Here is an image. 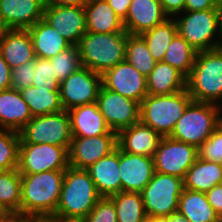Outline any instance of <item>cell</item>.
Wrapping results in <instances>:
<instances>
[{"label":"cell","instance_id":"obj_1","mask_svg":"<svg viewBox=\"0 0 222 222\" xmlns=\"http://www.w3.org/2000/svg\"><path fill=\"white\" fill-rule=\"evenodd\" d=\"M65 170L21 174L20 214L25 217H53L62 190Z\"/></svg>","mask_w":222,"mask_h":222},{"label":"cell","instance_id":"obj_2","mask_svg":"<svg viewBox=\"0 0 222 222\" xmlns=\"http://www.w3.org/2000/svg\"><path fill=\"white\" fill-rule=\"evenodd\" d=\"M100 198L89 172L69 166L65 170L62 190L53 218L63 221H82Z\"/></svg>","mask_w":222,"mask_h":222},{"label":"cell","instance_id":"obj_3","mask_svg":"<svg viewBox=\"0 0 222 222\" xmlns=\"http://www.w3.org/2000/svg\"><path fill=\"white\" fill-rule=\"evenodd\" d=\"M128 32H86L77 44L83 67L103 74L125 61Z\"/></svg>","mask_w":222,"mask_h":222},{"label":"cell","instance_id":"obj_4","mask_svg":"<svg viewBox=\"0 0 222 222\" xmlns=\"http://www.w3.org/2000/svg\"><path fill=\"white\" fill-rule=\"evenodd\" d=\"M186 89L193 101L221 107L222 58L211 50L197 52L191 72L186 77Z\"/></svg>","mask_w":222,"mask_h":222},{"label":"cell","instance_id":"obj_5","mask_svg":"<svg viewBox=\"0 0 222 222\" xmlns=\"http://www.w3.org/2000/svg\"><path fill=\"white\" fill-rule=\"evenodd\" d=\"M192 101L187 89L171 95H147L140 103V122L169 137Z\"/></svg>","mask_w":222,"mask_h":222},{"label":"cell","instance_id":"obj_6","mask_svg":"<svg viewBox=\"0 0 222 222\" xmlns=\"http://www.w3.org/2000/svg\"><path fill=\"white\" fill-rule=\"evenodd\" d=\"M220 111L216 104L192 101L169 137L199 148L217 128Z\"/></svg>","mask_w":222,"mask_h":222},{"label":"cell","instance_id":"obj_7","mask_svg":"<svg viewBox=\"0 0 222 222\" xmlns=\"http://www.w3.org/2000/svg\"><path fill=\"white\" fill-rule=\"evenodd\" d=\"M183 14L181 18L175 17L178 34L198 52L211 50L216 34H222L221 8L184 11Z\"/></svg>","mask_w":222,"mask_h":222},{"label":"cell","instance_id":"obj_8","mask_svg":"<svg viewBox=\"0 0 222 222\" xmlns=\"http://www.w3.org/2000/svg\"><path fill=\"white\" fill-rule=\"evenodd\" d=\"M20 143L52 144L69 149L72 140L71 120L68 111L61 110L35 116L18 132Z\"/></svg>","mask_w":222,"mask_h":222},{"label":"cell","instance_id":"obj_9","mask_svg":"<svg viewBox=\"0 0 222 222\" xmlns=\"http://www.w3.org/2000/svg\"><path fill=\"white\" fill-rule=\"evenodd\" d=\"M183 189V179L155 172L141 191L146 216L167 217L176 212Z\"/></svg>","mask_w":222,"mask_h":222},{"label":"cell","instance_id":"obj_10","mask_svg":"<svg viewBox=\"0 0 222 222\" xmlns=\"http://www.w3.org/2000/svg\"><path fill=\"white\" fill-rule=\"evenodd\" d=\"M68 167V150L63 146L20 143L17 168L20 174L66 170Z\"/></svg>","mask_w":222,"mask_h":222},{"label":"cell","instance_id":"obj_11","mask_svg":"<svg viewBox=\"0 0 222 222\" xmlns=\"http://www.w3.org/2000/svg\"><path fill=\"white\" fill-rule=\"evenodd\" d=\"M199 157L194 145L162 137L153 154L155 172L169 174L184 180L189 168Z\"/></svg>","mask_w":222,"mask_h":222},{"label":"cell","instance_id":"obj_12","mask_svg":"<svg viewBox=\"0 0 222 222\" xmlns=\"http://www.w3.org/2000/svg\"><path fill=\"white\" fill-rule=\"evenodd\" d=\"M102 86L101 74L80 67L60 82V98L63 109L68 111L74 107L97 102Z\"/></svg>","mask_w":222,"mask_h":222},{"label":"cell","instance_id":"obj_13","mask_svg":"<svg viewBox=\"0 0 222 222\" xmlns=\"http://www.w3.org/2000/svg\"><path fill=\"white\" fill-rule=\"evenodd\" d=\"M98 108L111 131L117 134L140 122V103L101 86Z\"/></svg>","mask_w":222,"mask_h":222},{"label":"cell","instance_id":"obj_14","mask_svg":"<svg viewBox=\"0 0 222 222\" xmlns=\"http://www.w3.org/2000/svg\"><path fill=\"white\" fill-rule=\"evenodd\" d=\"M117 133L94 137H72L68 149V163L76 169H87L117 148Z\"/></svg>","mask_w":222,"mask_h":222},{"label":"cell","instance_id":"obj_15","mask_svg":"<svg viewBox=\"0 0 222 222\" xmlns=\"http://www.w3.org/2000/svg\"><path fill=\"white\" fill-rule=\"evenodd\" d=\"M102 86L139 103L148 95L147 77L126 60L102 75Z\"/></svg>","mask_w":222,"mask_h":222},{"label":"cell","instance_id":"obj_16","mask_svg":"<svg viewBox=\"0 0 222 222\" xmlns=\"http://www.w3.org/2000/svg\"><path fill=\"white\" fill-rule=\"evenodd\" d=\"M71 45H77L86 33L84 6L46 5L44 18Z\"/></svg>","mask_w":222,"mask_h":222},{"label":"cell","instance_id":"obj_17","mask_svg":"<svg viewBox=\"0 0 222 222\" xmlns=\"http://www.w3.org/2000/svg\"><path fill=\"white\" fill-rule=\"evenodd\" d=\"M119 169L122 191H141L151 181L155 173L153 157L131 154L119 148Z\"/></svg>","mask_w":222,"mask_h":222},{"label":"cell","instance_id":"obj_18","mask_svg":"<svg viewBox=\"0 0 222 222\" xmlns=\"http://www.w3.org/2000/svg\"><path fill=\"white\" fill-rule=\"evenodd\" d=\"M44 0H0V17L7 29H29L44 18Z\"/></svg>","mask_w":222,"mask_h":222},{"label":"cell","instance_id":"obj_19","mask_svg":"<svg viewBox=\"0 0 222 222\" xmlns=\"http://www.w3.org/2000/svg\"><path fill=\"white\" fill-rule=\"evenodd\" d=\"M168 18L159 0H132L123 24L128 34L140 35Z\"/></svg>","mask_w":222,"mask_h":222},{"label":"cell","instance_id":"obj_20","mask_svg":"<svg viewBox=\"0 0 222 222\" xmlns=\"http://www.w3.org/2000/svg\"><path fill=\"white\" fill-rule=\"evenodd\" d=\"M101 197H110L122 191L119 169V147L86 169Z\"/></svg>","mask_w":222,"mask_h":222},{"label":"cell","instance_id":"obj_21","mask_svg":"<svg viewBox=\"0 0 222 222\" xmlns=\"http://www.w3.org/2000/svg\"><path fill=\"white\" fill-rule=\"evenodd\" d=\"M161 139L153 128L138 122L117 134V145L126 153L153 157Z\"/></svg>","mask_w":222,"mask_h":222},{"label":"cell","instance_id":"obj_22","mask_svg":"<svg viewBox=\"0 0 222 222\" xmlns=\"http://www.w3.org/2000/svg\"><path fill=\"white\" fill-rule=\"evenodd\" d=\"M0 54L11 69L34 61L36 56L28 29H7L0 39Z\"/></svg>","mask_w":222,"mask_h":222},{"label":"cell","instance_id":"obj_23","mask_svg":"<svg viewBox=\"0 0 222 222\" xmlns=\"http://www.w3.org/2000/svg\"><path fill=\"white\" fill-rule=\"evenodd\" d=\"M68 113L71 120L72 137H94L110 131L97 102L74 107L68 110Z\"/></svg>","mask_w":222,"mask_h":222},{"label":"cell","instance_id":"obj_24","mask_svg":"<svg viewBox=\"0 0 222 222\" xmlns=\"http://www.w3.org/2000/svg\"><path fill=\"white\" fill-rule=\"evenodd\" d=\"M32 118L29 106L20 91H0V129L19 132Z\"/></svg>","mask_w":222,"mask_h":222},{"label":"cell","instance_id":"obj_25","mask_svg":"<svg viewBox=\"0 0 222 222\" xmlns=\"http://www.w3.org/2000/svg\"><path fill=\"white\" fill-rule=\"evenodd\" d=\"M86 32L114 33L127 32L123 20L115 13L106 0H88L84 5Z\"/></svg>","mask_w":222,"mask_h":222},{"label":"cell","instance_id":"obj_26","mask_svg":"<svg viewBox=\"0 0 222 222\" xmlns=\"http://www.w3.org/2000/svg\"><path fill=\"white\" fill-rule=\"evenodd\" d=\"M36 57L51 59L71 44L44 19L28 29Z\"/></svg>","mask_w":222,"mask_h":222},{"label":"cell","instance_id":"obj_27","mask_svg":"<svg viewBox=\"0 0 222 222\" xmlns=\"http://www.w3.org/2000/svg\"><path fill=\"white\" fill-rule=\"evenodd\" d=\"M148 95H171L186 89V76L163 61L147 76Z\"/></svg>","mask_w":222,"mask_h":222},{"label":"cell","instance_id":"obj_28","mask_svg":"<svg viewBox=\"0 0 222 222\" xmlns=\"http://www.w3.org/2000/svg\"><path fill=\"white\" fill-rule=\"evenodd\" d=\"M183 182L184 189L207 192L213 186L222 183V164L198 157L189 168Z\"/></svg>","mask_w":222,"mask_h":222},{"label":"cell","instance_id":"obj_29","mask_svg":"<svg viewBox=\"0 0 222 222\" xmlns=\"http://www.w3.org/2000/svg\"><path fill=\"white\" fill-rule=\"evenodd\" d=\"M177 211L189 222H218V214L208 202L205 192L183 189Z\"/></svg>","mask_w":222,"mask_h":222},{"label":"cell","instance_id":"obj_30","mask_svg":"<svg viewBox=\"0 0 222 222\" xmlns=\"http://www.w3.org/2000/svg\"><path fill=\"white\" fill-rule=\"evenodd\" d=\"M32 117L56 113L63 109L59 88L29 86L20 91Z\"/></svg>","mask_w":222,"mask_h":222},{"label":"cell","instance_id":"obj_31","mask_svg":"<svg viewBox=\"0 0 222 222\" xmlns=\"http://www.w3.org/2000/svg\"><path fill=\"white\" fill-rule=\"evenodd\" d=\"M178 34L175 18H168L153 29L140 34L156 62L163 60L170 43Z\"/></svg>","mask_w":222,"mask_h":222},{"label":"cell","instance_id":"obj_32","mask_svg":"<svg viewBox=\"0 0 222 222\" xmlns=\"http://www.w3.org/2000/svg\"><path fill=\"white\" fill-rule=\"evenodd\" d=\"M110 198L114 201L117 222H144L146 220L141 193L121 191Z\"/></svg>","mask_w":222,"mask_h":222},{"label":"cell","instance_id":"obj_33","mask_svg":"<svg viewBox=\"0 0 222 222\" xmlns=\"http://www.w3.org/2000/svg\"><path fill=\"white\" fill-rule=\"evenodd\" d=\"M0 206L6 213L20 214L21 174L18 169L0 170Z\"/></svg>","mask_w":222,"mask_h":222},{"label":"cell","instance_id":"obj_34","mask_svg":"<svg viewBox=\"0 0 222 222\" xmlns=\"http://www.w3.org/2000/svg\"><path fill=\"white\" fill-rule=\"evenodd\" d=\"M197 52L184 38L177 34L163 57V62L170 64L186 77L194 65Z\"/></svg>","mask_w":222,"mask_h":222},{"label":"cell","instance_id":"obj_35","mask_svg":"<svg viewBox=\"0 0 222 222\" xmlns=\"http://www.w3.org/2000/svg\"><path fill=\"white\" fill-rule=\"evenodd\" d=\"M125 60L146 77L157 63L150 54L144 39L140 35L132 34H128Z\"/></svg>","mask_w":222,"mask_h":222},{"label":"cell","instance_id":"obj_36","mask_svg":"<svg viewBox=\"0 0 222 222\" xmlns=\"http://www.w3.org/2000/svg\"><path fill=\"white\" fill-rule=\"evenodd\" d=\"M20 136L18 132L0 129V170L18 168Z\"/></svg>","mask_w":222,"mask_h":222},{"label":"cell","instance_id":"obj_37","mask_svg":"<svg viewBox=\"0 0 222 222\" xmlns=\"http://www.w3.org/2000/svg\"><path fill=\"white\" fill-rule=\"evenodd\" d=\"M49 60L52 65H54L55 74L59 82H62L69 75L82 67L77 45H71Z\"/></svg>","mask_w":222,"mask_h":222},{"label":"cell","instance_id":"obj_38","mask_svg":"<svg viewBox=\"0 0 222 222\" xmlns=\"http://www.w3.org/2000/svg\"><path fill=\"white\" fill-rule=\"evenodd\" d=\"M34 87L40 88H59L60 82L56 77L54 65L49 59L35 58V70L33 84Z\"/></svg>","mask_w":222,"mask_h":222},{"label":"cell","instance_id":"obj_39","mask_svg":"<svg viewBox=\"0 0 222 222\" xmlns=\"http://www.w3.org/2000/svg\"><path fill=\"white\" fill-rule=\"evenodd\" d=\"M81 222H117L114 201L110 197H101Z\"/></svg>","mask_w":222,"mask_h":222},{"label":"cell","instance_id":"obj_40","mask_svg":"<svg viewBox=\"0 0 222 222\" xmlns=\"http://www.w3.org/2000/svg\"><path fill=\"white\" fill-rule=\"evenodd\" d=\"M198 153L201 159L222 164V132L218 128L198 148Z\"/></svg>","mask_w":222,"mask_h":222},{"label":"cell","instance_id":"obj_41","mask_svg":"<svg viewBox=\"0 0 222 222\" xmlns=\"http://www.w3.org/2000/svg\"><path fill=\"white\" fill-rule=\"evenodd\" d=\"M35 70V60L11 69L10 89L22 91L32 86Z\"/></svg>","mask_w":222,"mask_h":222},{"label":"cell","instance_id":"obj_42","mask_svg":"<svg viewBox=\"0 0 222 222\" xmlns=\"http://www.w3.org/2000/svg\"><path fill=\"white\" fill-rule=\"evenodd\" d=\"M222 0H185L184 11H203L221 8Z\"/></svg>","mask_w":222,"mask_h":222},{"label":"cell","instance_id":"obj_43","mask_svg":"<svg viewBox=\"0 0 222 222\" xmlns=\"http://www.w3.org/2000/svg\"><path fill=\"white\" fill-rule=\"evenodd\" d=\"M208 202L219 215L222 213V183L205 192Z\"/></svg>","mask_w":222,"mask_h":222},{"label":"cell","instance_id":"obj_44","mask_svg":"<svg viewBox=\"0 0 222 222\" xmlns=\"http://www.w3.org/2000/svg\"><path fill=\"white\" fill-rule=\"evenodd\" d=\"M164 13L173 18V16L182 14L185 10V0H159Z\"/></svg>","mask_w":222,"mask_h":222},{"label":"cell","instance_id":"obj_45","mask_svg":"<svg viewBox=\"0 0 222 222\" xmlns=\"http://www.w3.org/2000/svg\"><path fill=\"white\" fill-rule=\"evenodd\" d=\"M11 68L0 54V91L10 88Z\"/></svg>","mask_w":222,"mask_h":222},{"label":"cell","instance_id":"obj_46","mask_svg":"<svg viewBox=\"0 0 222 222\" xmlns=\"http://www.w3.org/2000/svg\"><path fill=\"white\" fill-rule=\"evenodd\" d=\"M106 1L122 20H124L127 17L128 10L132 0H106Z\"/></svg>","mask_w":222,"mask_h":222},{"label":"cell","instance_id":"obj_47","mask_svg":"<svg viewBox=\"0 0 222 222\" xmlns=\"http://www.w3.org/2000/svg\"><path fill=\"white\" fill-rule=\"evenodd\" d=\"M45 5L54 6H84L88 0H44Z\"/></svg>","mask_w":222,"mask_h":222},{"label":"cell","instance_id":"obj_48","mask_svg":"<svg viewBox=\"0 0 222 222\" xmlns=\"http://www.w3.org/2000/svg\"><path fill=\"white\" fill-rule=\"evenodd\" d=\"M25 216L19 213H7L4 217L0 218V222H24Z\"/></svg>","mask_w":222,"mask_h":222},{"label":"cell","instance_id":"obj_49","mask_svg":"<svg viewBox=\"0 0 222 222\" xmlns=\"http://www.w3.org/2000/svg\"><path fill=\"white\" fill-rule=\"evenodd\" d=\"M167 222H189L183 214L176 211L167 216Z\"/></svg>","mask_w":222,"mask_h":222},{"label":"cell","instance_id":"obj_50","mask_svg":"<svg viewBox=\"0 0 222 222\" xmlns=\"http://www.w3.org/2000/svg\"><path fill=\"white\" fill-rule=\"evenodd\" d=\"M211 51L214 52L220 58H222V34L217 36V40L214 42Z\"/></svg>","mask_w":222,"mask_h":222},{"label":"cell","instance_id":"obj_51","mask_svg":"<svg viewBox=\"0 0 222 222\" xmlns=\"http://www.w3.org/2000/svg\"><path fill=\"white\" fill-rule=\"evenodd\" d=\"M25 222H58V220L53 217H26Z\"/></svg>","mask_w":222,"mask_h":222},{"label":"cell","instance_id":"obj_52","mask_svg":"<svg viewBox=\"0 0 222 222\" xmlns=\"http://www.w3.org/2000/svg\"><path fill=\"white\" fill-rule=\"evenodd\" d=\"M146 220L148 222H167V217L161 216H147Z\"/></svg>","mask_w":222,"mask_h":222},{"label":"cell","instance_id":"obj_53","mask_svg":"<svg viewBox=\"0 0 222 222\" xmlns=\"http://www.w3.org/2000/svg\"><path fill=\"white\" fill-rule=\"evenodd\" d=\"M7 31V27L2 21V18L0 17V39L2 38L3 34Z\"/></svg>","mask_w":222,"mask_h":222},{"label":"cell","instance_id":"obj_54","mask_svg":"<svg viewBox=\"0 0 222 222\" xmlns=\"http://www.w3.org/2000/svg\"><path fill=\"white\" fill-rule=\"evenodd\" d=\"M222 109L219 112L218 120H217V128L222 132V116L221 115Z\"/></svg>","mask_w":222,"mask_h":222},{"label":"cell","instance_id":"obj_55","mask_svg":"<svg viewBox=\"0 0 222 222\" xmlns=\"http://www.w3.org/2000/svg\"><path fill=\"white\" fill-rule=\"evenodd\" d=\"M7 213L0 206V218L4 217Z\"/></svg>","mask_w":222,"mask_h":222},{"label":"cell","instance_id":"obj_56","mask_svg":"<svg viewBox=\"0 0 222 222\" xmlns=\"http://www.w3.org/2000/svg\"><path fill=\"white\" fill-rule=\"evenodd\" d=\"M218 222H222V213L218 215Z\"/></svg>","mask_w":222,"mask_h":222},{"label":"cell","instance_id":"obj_57","mask_svg":"<svg viewBox=\"0 0 222 222\" xmlns=\"http://www.w3.org/2000/svg\"><path fill=\"white\" fill-rule=\"evenodd\" d=\"M58 222H81V221H63V220H58Z\"/></svg>","mask_w":222,"mask_h":222}]
</instances>
